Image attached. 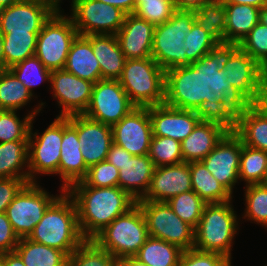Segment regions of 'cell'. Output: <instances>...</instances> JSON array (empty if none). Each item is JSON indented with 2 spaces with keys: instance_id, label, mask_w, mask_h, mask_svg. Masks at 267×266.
<instances>
[{
  "instance_id": "cell-35",
  "label": "cell",
  "mask_w": 267,
  "mask_h": 266,
  "mask_svg": "<svg viewBox=\"0 0 267 266\" xmlns=\"http://www.w3.org/2000/svg\"><path fill=\"white\" fill-rule=\"evenodd\" d=\"M196 22L221 46H225L226 9L222 0H211L194 10Z\"/></svg>"
},
{
  "instance_id": "cell-52",
  "label": "cell",
  "mask_w": 267,
  "mask_h": 266,
  "mask_svg": "<svg viewBox=\"0 0 267 266\" xmlns=\"http://www.w3.org/2000/svg\"><path fill=\"white\" fill-rule=\"evenodd\" d=\"M99 1L119 8L126 15L132 14L135 11V0H99Z\"/></svg>"
},
{
  "instance_id": "cell-27",
  "label": "cell",
  "mask_w": 267,
  "mask_h": 266,
  "mask_svg": "<svg viewBox=\"0 0 267 266\" xmlns=\"http://www.w3.org/2000/svg\"><path fill=\"white\" fill-rule=\"evenodd\" d=\"M92 50L100 64L101 79L118 80L126 58L115 34L91 35Z\"/></svg>"
},
{
  "instance_id": "cell-17",
  "label": "cell",
  "mask_w": 267,
  "mask_h": 266,
  "mask_svg": "<svg viewBox=\"0 0 267 266\" xmlns=\"http://www.w3.org/2000/svg\"><path fill=\"white\" fill-rule=\"evenodd\" d=\"M153 136L149 107H136L112 126L113 143L132 155L149 153Z\"/></svg>"
},
{
  "instance_id": "cell-23",
  "label": "cell",
  "mask_w": 267,
  "mask_h": 266,
  "mask_svg": "<svg viewBox=\"0 0 267 266\" xmlns=\"http://www.w3.org/2000/svg\"><path fill=\"white\" fill-rule=\"evenodd\" d=\"M155 25L134 13L125 15L123 25L116 34L126 59L151 57Z\"/></svg>"
},
{
  "instance_id": "cell-56",
  "label": "cell",
  "mask_w": 267,
  "mask_h": 266,
  "mask_svg": "<svg viewBox=\"0 0 267 266\" xmlns=\"http://www.w3.org/2000/svg\"><path fill=\"white\" fill-rule=\"evenodd\" d=\"M113 266H133V257H114Z\"/></svg>"
},
{
  "instance_id": "cell-37",
  "label": "cell",
  "mask_w": 267,
  "mask_h": 266,
  "mask_svg": "<svg viewBox=\"0 0 267 266\" xmlns=\"http://www.w3.org/2000/svg\"><path fill=\"white\" fill-rule=\"evenodd\" d=\"M44 104L43 102L39 103L36 109L29 111L23 120H20L16 111L0 110V143L28 141L32 119L36 118Z\"/></svg>"
},
{
  "instance_id": "cell-25",
  "label": "cell",
  "mask_w": 267,
  "mask_h": 266,
  "mask_svg": "<svg viewBox=\"0 0 267 266\" xmlns=\"http://www.w3.org/2000/svg\"><path fill=\"white\" fill-rule=\"evenodd\" d=\"M155 165L149 155H133L120 166L118 187L126 191L135 201L147 193Z\"/></svg>"
},
{
  "instance_id": "cell-1",
  "label": "cell",
  "mask_w": 267,
  "mask_h": 266,
  "mask_svg": "<svg viewBox=\"0 0 267 266\" xmlns=\"http://www.w3.org/2000/svg\"><path fill=\"white\" fill-rule=\"evenodd\" d=\"M260 65L237 45L221 46L195 90L214 108L254 104L258 100Z\"/></svg>"
},
{
  "instance_id": "cell-55",
  "label": "cell",
  "mask_w": 267,
  "mask_h": 266,
  "mask_svg": "<svg viewBox=\"0 0 267 266\" xmlns=\"http://www.w3.org/2000/svg\"><path fill=\"white\" fill-rule=\"evenodd\" d=\"M222 2L233 3V4H247L250 6H255L260 9L267 3L266 0H222Z\"/></svg>"
},
{
  "instance_id": "cell-8",
  "label": "cell",
  "mask_w": 267,
  "mask_h": 266,
  "mask_svg": "<svg viewBox=\"0 0 267 266\" xmlns=\"http://www.w3.org/2000/svg\"><path fill=\"white\" fill-rule=\"evenodd\" d=\"M148 236L145 217L136 203L107 225L93 241L114 257H134Z\"/></svg>"
},
{
  "instance_id": "cell-32",
  "label": "cell",
  "mask_w": 267,
  "mask_h": 266,
  "mask_svg": "<svg viewBox=\"0 0 267 266\" xmlns=\"http://www.w3.org/2000/svg\"><path fill=\"white\" fill-rule=\"evenodd\" d=\"M28 141L0 143V178H19L29 183ZM22 171V172H20Z\"/></svg>"
},
{
  "instance_id": "cell-49",
  "label": "cell",
  "mask_w": 267,
  "mask_h": 266,
  "mask_svg": "<svg viewBox=\"0 0 267 266\" xmlns=\"http://www.w3.org/2000/svg\"><path fill=\"white\" fill-rule=\"evenodd\" d=\"M19 237L15 234L5 212L0 213V254L16 249Z\"/></svg>"
},
{
  "instance_id": "cell-19",
  "label": "cell",
  "mask_w": 267,
  "mask_h": 266,
  "mask_svg": "<svg viewBox=\"0 0 267 266\" xmlns=\"http://www.w3.org/2000/svg\"><path fill=\"white\" fill-rule=\"evenodd\" d=\"M241 139L230 130L201 162L231 194L239 180Z\"/></svg>"
},
{
  "instance_id": "cell-50",
  "label": "cell",
  "mask_w": 267,
  "mask_h": 266,
  "mask_svg": "<svg viewBox=\"0 0 267 266\" xmlns=\"http://www.w3.org/2000/svg\"><path fill=\"white\" fill-rule=\"evenodd\" d=\"M133 155L127 152L122 147L112 143L106 158V161L110 162L117 169L120 170V166H122L127 159H130Z\"/></svg>"
},
{
  "instance_id": "cell-28",
  "label": "cell",
  "mask_w": 267,
  "mask_h": 266,
  "mask_svg": "<svg viewBox=\"0 0 267 266\" xmlns=\"http://www.w3.org/2000/svg\"><path fill=\"white\" fill-rule=\"evenodd\" d=\"M226 9L225 46L238 45L259 22L260 8L224 3Z\"/></svg>"
},
{
  "instance_id": "cell-2",
  "label": "cell",
  "mask_w": 267,
  "mask_h": 266,
  "mask_svg": "<svg viewBox=\"0 0 267 266\" xmlns=\"http://www.w3.org/2000/svg\"><path fill=\"white\" fill-rule=\"evenodd\" d=\"M195 22L194 10L176 9L168 21L154 30L151 57L181 89H195L204 79L184 48L185 36Z\"/></svg>"
},
{
  "instance_id": "cell-21",
  "label": "cell",
  "mask_w": 267,
  "mask_h": 266,
  "mask_svg": "<svg viewBox=\"0 0 267 266\" xmlns=\"http://www.w3.org/2000/svg\"><path fill=\"white\" fill-rule=\"evenodd\" d=\"M192 190L189 162L155 167L146 195L138 201L168 202Z\"/></svg>"
},
{
  "instance_id": "cell-12",
  "label": "cell",
  "mask_w": 267,
  "mask_h": 266,
  "mask_svg": "<svg viewBox=\"0 0 267 266\" xmlns=\"http://www.w3.org/2000/svg\"><path fill=\"white\" fill-rule=\"evenodd\" d=\"M33 120L30 126L28 140V172L29 183L37 182L36 174H58L61 158V143L63 138V117L56 119L38 136L32 132Z\"/></svg>"
},
{
  "instance_id": "cell-20",
  "label": "cell",
  "mask_w": 267,
  "mask_h": 266,
  "mask_svg": "<svg viewBox=\"0 0 267 266\" xmlns=\"http://www.w3.org/2000/svg\"><path fill=\"white\" fill-rule=\"evenodd\" d=\"M69 123L77 130L81 153L87 168L106 160L113 143L112 126L84 115L69 116Z\"/></svg>"
},
{
  "instance_id": "cell-18",
  "label": "cell",
  "mask_w": 267,
  "mask_h": 266,
  "mask_svg": "<svg viewBox=\"0 0 267 266\" xmlns=\"http://www.w3.org/2000/svg\"><path fill=\"white\" fill-rule=\"evenodd\" d=\"M53 96L62 110L58 117L83 115L90 103L94 83L64 69L53 70L50 77Z\"/></svg>"
},
{
  "instance_id": "cell-62",
  "label": "cell",
  "mask_w": 267,
  "mask_h": 266,
  "mask_svg": "<svg viewBox=\"0 0 267 266\" xmlns=\"http://www.w3.org/2000/svg\"><path fill=\"white\" fill-rule=\"evenodd\" d=\"M133 266H148L145 263L140 262L138 259L133 257Z\"/></svg>"
},
{
  "instance_id": "cell-26",
  "label": "cell",
  "mask_w": 267,
  "mask_h": 266,
  "mask_svg": "<svg viewBox=\"0 0 267 266\" xmlns=\"http://www.w3.org/2000/svg\"><path fill=\"white\" fill-rule=\"evenodd\" d=\"M63 69L94 84L101 80L100 64L92 50L91 35L76 36Z\"/></svg>"
},
{
  "instance_id": "cell-10",
  "label": "cell",
  "mask_w": 267,
  "mask_h": 266,
  "mask_svg": "<svg viewBox=\"0 0 267 266\" xmlns=\"http://www.w3.org/2000/svg\"><path fill=\"white\" fill-rule=\"evenodd\" d=\"M145 217L148 235L177 245L182 250L194 248V231L181 220L167 202L137 201Z\"/></svg>"
},
{
  "instance_id": "cell-53",
  "label": "cell",
  "mask_w": 267,
  "mask_h": 266,
  "mask_svg": "<svg viewBox=\"0 0 267 266\" xmlns=\"http://www.w3.org/2000/svg\"><path fill=\"white\" fill-rule=\"evenodd\" d=\"M211 0H174L175 8L178 10H196Z\"/></svg>"
},
{
  "instance_id": "cell-54",
  "label": "cell",
  "mask_w": 267,
  "mask_h": 266,
  "mask_svg": "<svg viewBox=\"0 0 267 266\" xmlns=\"http://www.w3.org/2000/svg\"><path fill=\"white\" fill-rule=\"evenodd\" d=\"M0 262L4 266H25L21 257L15 251L1 253Z\"/></svg>"
},
{
  "instance_id": "cell-14",
  "label": "cell",
  "mask_w": 267,
  "mask_h": 266,
  "mask_svg": "<svg viewBox=\"0 0 267 266\" xmlns=\"http://www.w3.org/2000/svg\"><path fill=\"white\" fill-rule=\"evenodd\" d=\"M69 16L79 35L117 34L125 13L99 0H72Z\"/></svg>"
},
{
  "instance_id": "cell-4",
  "label": "cell",
  "mask_w": 267,
  "mask_h": 266,
  "mask_svg": "<svg viewBox=\"0 0 267 266\" xmlns=\"http://www.w3.org/2000/svg\"><path fill=\"white\" fill-rule=\"evenodd\" d=\"M212 108L195 89H180L167 103L149 106L153 136L181 143Z\"/></svg>"
},
{
  "instance_id": "cell-5",
  "label": "cell",
  "mask_w": 267,
  "mask_h": 266,
  "mask_svg": "<svg viewBox=\"0 0 267 266\" xmlns=\"http://www.w3.org/2000/svg\"><path fill=\"white\" fill-rule=\"evenodd\" d=\"M118 81L136 107L165 104L181 89L152 57L126 59Z\"/></svg>"
},
{
  "instance_id": "cell-13",
  "label": "cell",
  "mask_w": 267,
  "mask_h": 266,
  "mask_svg": "<svg viewBox=\"0 0 267 266\" xmlns=\"http://www.w3.org/2000/svg\"><path fill=\"white\" fill-rule=\"evenodd\" d=\"M48 193L37 182L27 183L7 207L5 213L19 239L30 236L46 209L58 197Z\"/></svg>"
},
{
  "instance_id": "cell-3",
  "label": "cell",
  "mask_w": 267,
  "mask_h": 266,
  "mask_svg": "<svg viewBox=\"0 0 267 266\" xmlns=\"http://www.w3.org/2000/svg\"><path fill=\"white\" fill-rule=\"evenodd\" d=\"M66 192L76 205L79 229L85 240H93L136 204L135 199L118 186H70Z\"/></svg>"
},
{
  "instance_id": "cell-9",
  "label": "cell",
  "mask_w": 267,
  "mask_h": 266,
  "mask_svg": "<svg viewBox=\"0 0 267 266\" xmlns=\"http://www.w3.org/2000/svg\"><path fill=\"white\" fill-rule=\"evenodd\" d=\"M62 14L59 8L37 36L35 56L51 71L64 68L71 44L78 35L72 19Z\"/></svg>"
},
{
  "instance_id": "cell-58",
  "label": "cell",
  "mask_w": 267,
  "mask_h": 266,
  "mask_svg": "<svg viewBox=\"0 0 267 266\" xmlns=\"http://www.w3.org/2000/svg\"><path fill=\"white\" fill-rule=\"evenodd\" d=\"M5 70V58L3 54V34L0 32V71Z\"/></svg>"
},
{
  "instance_id": "cell-6",
  "label": "cell",
  "mask_w": 267,
  "mask_h": 266,
  "mask_svg": "<svg viewBox=\"0 0 267 266\" xmlns=\"http://www.w3.org/2000/svg\"><path fill=\"white\" fill-rule=\"evenodd\" d=\"M28 238L67 256L85 241L79 229L76 205L66 191L49 205Z\"/></svg>"
},
{
  "instance_id": "cell-39",
  "label": "cell",
  "mask_w": 267,
  "mask_h": 266,
  "mask_svg": "<svg viewBox=\"0 0 267 266\" xmlns=\"http://www.w3.org/2000/svg\"><path fill=\"white\" fill-rule=\"evenodd\" d=\"M167 204L181 220L194 228L199 223L206 205L193 190L174 196Z\"/></svg>"
},
{
  "instance_id": "cell-24",
  "label": "cell",
  "mask_w": 267,
  "mask_h": 266,
  "mask_svg": "<svg viewBox=\"0 0 267 266\" xmlns=\"http://www.w3.org/2000/svg\"><path fill=\"white\" fill-rule=\"evenodd\" d=\"M80 148L77 130L69 123V116L63 117V138L58 168V174L63 180L62 191H66L72 184L81 181L87 174L88 168Z\"/></svg>"
},
{
  "instance_id": "cell-40",
  "label": "cell",
  "mask_w": 267,
  "mask_h": 266,
  "mask_svg": "<svg viewBox=\"0 0 267 266\" xmlns=\"http://www.w3.org/2000/svg\"><path fill=\"white\" fill-rule=\"evenodd\" d=\"M114 256L93 240H85L67 259V266H113Z\"/></svg>"
},
{
  "instance_id": "cell-59",
  "label": "cell",
  "mask_w": 267,
  "mask_h": 266,
  "mask_svg": "<svg viewBox=\"0 0 267 266\" xmlns=\"http://www.w3.org/2000/svg\"><path fill=\"white\" fill-rule=\"evenodd\" d=\"M260 75H267V58L260 65Z\"/></svg>"
},
{
  "instance_id": "cell-36",
  "label": "cell",
  "mask_w": 267,
  "mask_h": 266,
  "mask_svg": "<svg viewBox=\"0 0 267 266\" xmlns=\"http://www.w3.org/2000/svg\"><path fill=\"white\" fill-rule=\"evenodd\" d=\"M31 92L9 70L0 71V110L17 111L31 101Z\"/></svg>"
},
{
  "instance_id": "cell-33",
  "label": "cell",
  "mask_w": 267,
  "mask_h": 266,
  "mask_svg": "<svg viewBox=\"0 0 267 266\" xmlns=\"http://www.w3.org/2000/svg\"><path fill=\"white\" fill-rule=\"evenodd\" d=\"M183 251L177 245L148 236L134 257L148 266H178Z\"/></svg>"
},
{
  "instance_id": "cell-48",
  "label": "cell",
  "mask_w": 267,
  "mask_h": 266,
  "mask_svg": "<svg viewBox=\"0 0 267 266\" xmlns=\"http://www.w3.org/2000/svg\"><path fill=\"white\" fill-rule=\"evenodd\" d=\"M28 182L19 178H0V213L7 207Z\"/></svg>"
},
{
  "instance_id": "cell-31",
  "label": "cell",
  "mask_w": 267,
  "mask_h": 266,
  "mask_svg": "<svg viewBox=\"0 0 267 266\" xmlns=\"http://www.w3.org/2000/svg\"><path fill=\"white\" fill-rule=\"evenodd\" d=\"M25 266H67L68 256L58 249L20 238L14 250Z\"/></svg>"
},
{
  "instance_id": "cell-45",
  "label": "cell",
  "mask_w": 267,
  "mask_h": 266,
  "mask_svg": "<svg viewBox=\"0 0 267 266\" xmlns=\"http://www.w3.org/2000/svg\"><path fill=\"white\" fill-rule=\"evenodd\" d=\"M119 169L104 160L88 168L86 176L71 186L114 187L118 186Z\"/></svg>"
},
{
  "instance_id": "cell-15",
  "label": "cell",
  "mask_w": 267,
  "mask_h": 266,
  "mask_svg": "<svg viewBox=\"0 0 267 266\" xmlns=\"http://www.w3.org/2000/svg\"><path fill=\"white\" fill-rule=\"evenodd\" d=\"M134 108L118 80L101 79L93 85L91 100L83 115L113 126Z\"/></svg>"
},
{
  "instance_id": "cell-16",
  "label": "cell",
  "mask_w": 267,
  "mask_h": 266,
  "mask_svg": "<svg viewBox=\"0 0 267 266\" xmlns=\"http://www.w3.org/2000/svg\"><path fill=\"white\" fill-rule=\"evenodd\" d=\"M59 5L58 0H17L4 8L0 32H40Z\"/></svg>"
},
{
  "instance_id": "cell-63",
  "label": "cell",
  "mask_w": 267,
  "mask_h": 266,
  "mask_svg": "<svg viewBox=\"0 0 267 266\" xmlns=\"http://www.w3.org/2000/svg\"><path fill=\"white\" fill-rule=\"evenodd\" d=\"M4 8H5V7H4L3 5L0 4V18H1V15H2L3 11H4Z\"/></svg>"
},
{
  "instance_id": "cell-7",
  "label": "cell",
  "mask_w": 267,
  "mask_h": 266,
  "mask_svg": "<svg viewBox=\"0 0 267 266\" xmlns=\"http://www.w3.org/2000/svg\"><path fill=\"white\" fill-rule=\"evenodd\" d=\"M231 200L207 203L194 231V249L216 252L231 261L232 243L238 230V219Z\"/></svg>"
},
{
  "instance_id": "cell-30",
  "label": "cell",
  "mask_w": 267,
  "mask_h": 266,
  "mask_svg": "<svg viewBox=\"0 0 267 266\" xmlns=\"http://www.w3.org/2000/svg\"><path fill=\"white\" fill-rule=\"evenodd\" d=\"M192 190L207 204L232 200V194L206 169L201 161L189 162Z\"/></svg>"
},
{
  "instance_id": "cell-51",
  "label": "cell",
  "mask_w": 267,
  "mask_h": 266,
  "mask_svg": "<svg viewBox=\"0 0 267 266\" xmlns=\"http://www.w3.org/2000/svg\"><path fill=\"white\" fill-rule=\"evenodd\" d=\"M254 104L267 113V75H260L258 100Z\"/></svg>"
},
{
  "instance_id": "cell-11",
  "label": "cell",
  "mask_w": 267,
  "mask_h": 266,
  "mask_svg": "<svg viewBox=\"0 0 267 266\" xmlns=\"http://www.w3.org/2000/svg\"><path fill=\"white\" fill-rule=\"evenodd\" d=\"M230 130V110L213 107L181 142L183 162L203 160Z\"/></svg>"
},
{
  "instance_id": "cell-22",
  "label": "cell",
  "mask_w": 267,
  "mask_h": 266,
  "mask_svg": "<svg viewBox=\"0 0 267 266\" xmlns=\"http://www.w3.org/2000/svg\"><path fill=\"white\" fill-rule=\"evenodd\" d=\"M231 130L250 148L267 152V113L255 104H241L230 109Z\"/></svg>"
},
{
  "instance_id": "cell-41",
  "label": "cell",
  "mask_w": 267,
  "mask_h": 266,
  "mask_svg": "<svg viewBox=\"0 0 267 266\" xmlns=\"http://www.w3.org/2000/svg\"><path fill=\"white\" fill-rule=\"evenodd\" d=\"M9 70L23 83L31 94H33L32 88L35 86L43 81L50 82L52 72L35 55L15 64Z\"/></svg>"
},
{
  "instance_id": "cell-44",
  "label": "cell",
  "mask_w": 267,
  "mask_h": 266,
  "mask_svg": "<svg viewBox=\"0 0 267 266\" xmlns=\"http://www.w3.org/2000/svg\"><path fill=\"white\" fill-rule=\"evenodd\" d=\"M175 10L174 0H135L134 14L155 26L168 21Z\"/></svg>"
},
{
  "instance_id": "cell-61",
  "label": "cell",
  "mask_w": 267,
  "mask_h": 266,
  "mask_svg": "<svg viewBox=\"0 0 267 266\" xmlns=\"http://www.w3.org/2000/svg\"><path fill=\"white\" fill-rule=\"evenodd\" d=\"M260 185L267 187V166H266L264 177H263Z\"/></svg>"
},
{
  "instance_id": "cell-29",
  "label": "cell",
  "mask_w": 267,
  "mask_h": 266,
  "mask_svg": "<svg viewBox=\"0 0 267 266\" xmlns=\"http://www.w3.org/2000/svg\"><path fill=\"white\" fill-rule=\"evenodd\" d=\"M221 45L197 22L184 39L185 53L188 59L205 74Z\"/></svg>"
},
{
  "instance_id": "cell-42",
  "label": "cell",
  "mask_w": 267,
  "mask_h": 266,
  "mask_svg": "<svg viewBox=\"0 0 267 266\" xmlns=\"http://www.w3.org/2000/svg\"><path fill=\"white\" fill-rule=\"evenodd\" d=\"M148 155L155 167L183 162L181 143L170 137L152 136Z\"/></svg>"
},
{
  "instance_id": "cell-46",
  "label": "cell",
  "mask_w": 267,
  "mask_h": 266,
  "mask_svg": "<svg viewBox=\"0 0 267 266\" xmlns=\"http://www.w3.org/2000/svg\"><path fill=\"white\" fill-rule=\"evenodd\" d=\"M237 46L261 65L267 58V27L258 22Z\"/></svg>"
},
{
  "instance_id": "cell-60",
  "label": "cell",
  "mask_w": 267,
  "mask_h": 266,
  "mask_svg": "<svg viewBox=\"0 0 267 266\" xmlns=\"http://www.w3.org/2000/svg\"><path fill=\"white\" fill-rule=\"evenodd\" d=\"M15 1L17 0H0V4L3 5L4 7H8L12 5Z\"/></svg>"
},
{
  "instance_id": "cell-38",
  "label": "cell",
  "mask_w": 267,
  "mask_h": 266,
  "mask_svg": "<svg viewBox=\"0 0 267 266\" xmlns=\"http://www.w3.org/2000/svg\"><path fill=\"white\" fill-rule=\"evenodd\" d=\"M267 166V152L250 148L242 143L239 163V180L246 185L260 184Z\"/></svg>"
},
{
  "instance_id": "cell-57",
  "label": "cell",
  "mask_w": 267,
  "mask_h": 266,
  "mask_svg": "<svg viewBox=\"0 0 267 266\" xmlns=\"http://www.w3.org/2000/svg\"><path fill=\"white\" fill-rule=\"evenodd\" d=\"M259 22L267 27V3L260 9Z\"/></svg>"
},
{
  "instance_id": "cell-43",
  "label": "cell",
  "mask_w": 267,
  "mask_h": 266,
  "mask_svg": "<svg viewBox=\"0 0 267 266\" xmlns=\"http://www.w3.org/2000/svg\"><path fill=\"white\" fill-rule=\"evenodd\" d=\"M245 187L244 218L267 227V187L260 184Z\"/></svg>"
},
{
  "instance_id": "cell-47",
  "label": "cell",
  "mask_w": 267,
  "mask_h": 266,
  "mask_svg": "<svg viewBox=\"0 0 267 266\" xmlns=\"http://www.w3.org/2000/svg\"><path fill=\"white\" fill-rule=\"evenodd\" d=\"M178 266H232L231 261L216 252H204L197 249L184 250Z\"/></svg>"
},
{
  "instance_id": "cell-34",
  "label": "cell",
  "mask_w": 267,
  "mask_h": 266,
  "mask_svg": "<svg viewBox=\"0 0 267 266\" xmlns=\"http://www.w3.org/2000/svg\"><path fill=\"white\" fill-rule=\"evenodd\" d=\"M40 32H9L3 35L5 69L22 62L36 52L37 36Z\"/></svg>"
}]
</instances>
